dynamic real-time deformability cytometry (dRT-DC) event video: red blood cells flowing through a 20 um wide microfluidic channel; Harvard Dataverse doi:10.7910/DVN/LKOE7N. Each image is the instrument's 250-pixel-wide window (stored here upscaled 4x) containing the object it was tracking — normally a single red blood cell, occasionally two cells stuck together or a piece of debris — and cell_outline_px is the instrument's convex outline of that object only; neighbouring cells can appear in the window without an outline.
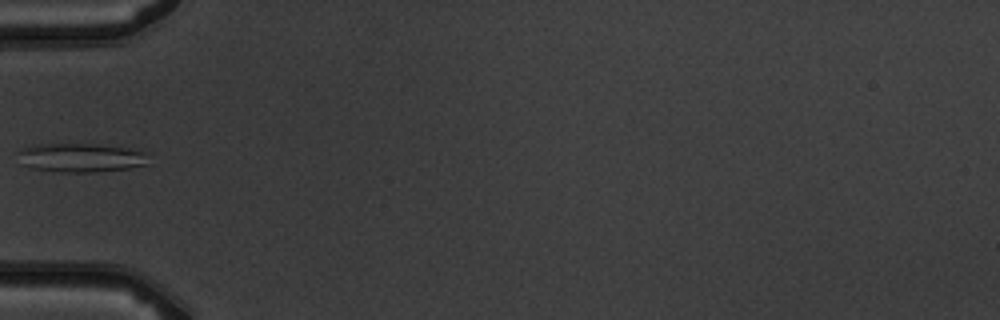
{"species": "common noctule bat (a hibernating species)", "species_latin": "Nyctalus noctula", "temperature_condition": "warm", "stored_images_in_passage": 6, "camera_frame_rate_fps": 3000, "um_per_image_px": 0.085, "animal": {"sex": "male", "body_mass_g": 19.5, "forearm_length_mm": 54.6}, "frame": {"image": 1, "passage_image": 6, "time_ms": 5.667, "image_size_px": [1000, 320], "cell_outline_px": [[148, 164], [128, 168], [100, 172], [60, 172], [32, 168], [20, 164], [12, 152], [20, 148], [32, 144], [100, 144], [148, 152]], "centroid_in_image_um": [6.76, 13.4], "position_along_channel_um": 78.2, "area_um2": 22.6}}